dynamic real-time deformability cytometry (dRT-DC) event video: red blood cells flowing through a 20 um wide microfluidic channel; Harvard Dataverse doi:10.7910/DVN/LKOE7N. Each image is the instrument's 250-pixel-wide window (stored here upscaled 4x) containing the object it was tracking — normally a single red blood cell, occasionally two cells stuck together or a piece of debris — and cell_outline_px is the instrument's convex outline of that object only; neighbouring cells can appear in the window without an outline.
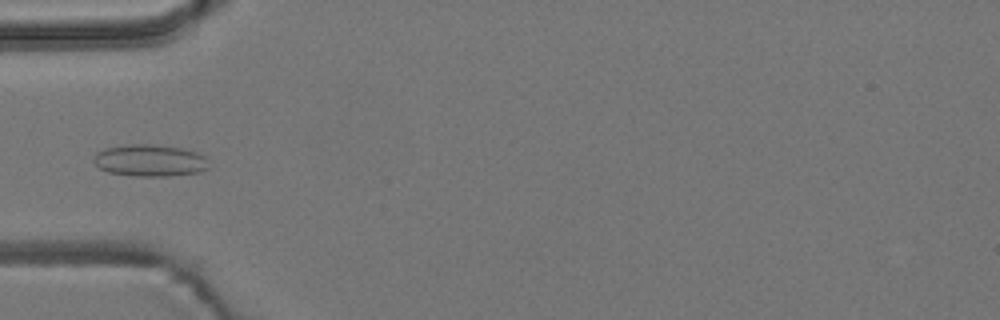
{"species": "common noctule bat (a hibernating species)", "species_latin": "Nyctalus noctula", "temperature_condition": "room temperature", "stored_images_in_passage": 7, "camera_frame_rate_fps": 3000, "um_per_image_px": 0.085, "animal": {"sex": "male", "body_mass_g": 19.2, "forearm_length_mm": 51.8}, "frame": {"image": 1, "passage_image": 6, "time_ms": 1.667, "image_size_px": [1000, 320], "cell_outline_px": [[208, 168], [200, 172], [168, 176], [136, 176], [108, 172], [100, 168], [92, 160], [96, 152], [104, 148], [128, 144], [148, 144], [180, 148], [196, 152], [204, 156]], "centroid_in_image_um": [12.69, 13.64], "position_along_channel_um": 72.3, "area_um2": 21.27}}
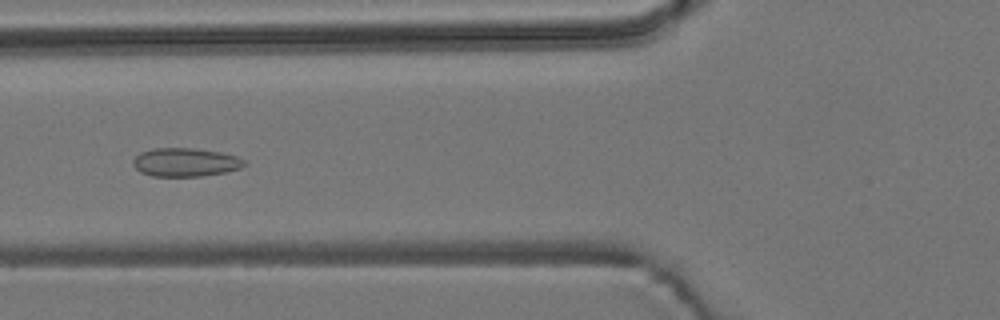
{"frame": {"image": 2, "passage_image": 7, "time_ms": 2.0, "image_size_px": [1000, 320], "cell_outline_px": [[248, 164], [240, 168], [224, 172], [204, 176], [152, 176], [140, 172], [132, 164], [132, 160], [140, 152], [152, 148], [192, 148], [220, 152], [236, 156], [244, 160]], "centroid_in_image_um": [15.74, 13.79], "position_along_channel_um": 110.1, "area_um2": 18.55}}